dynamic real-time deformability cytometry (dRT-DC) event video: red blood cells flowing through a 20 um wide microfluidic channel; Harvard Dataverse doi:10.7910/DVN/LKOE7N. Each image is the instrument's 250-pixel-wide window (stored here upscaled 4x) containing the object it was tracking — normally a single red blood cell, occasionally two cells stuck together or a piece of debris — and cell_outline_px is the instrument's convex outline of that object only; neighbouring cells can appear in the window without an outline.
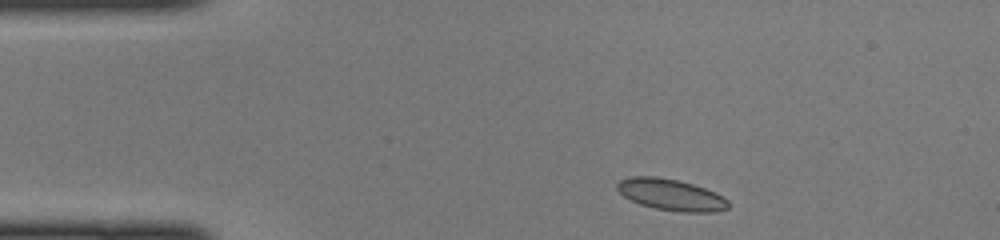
{"species": "common noctule bat (a hibernating species)", "species_latin": "Nyctalus noctula", "temperature_condition": "cold", "stored_images_in_passage": 41, "camera_frame_rate_fps": 3000, "um_per_image_px": 0.085, "animal": {"sex": "female", "body_mass_g": 22.0, "forearm_length_mm": 56.7}, "frame": {"image": 1, "passage_image": 2, "time_ms": 0.333, "image_size_px": [1000, 240], "cell_outline_px": [[728, 208], [716, 212], [680, 212], [656, 208], [640, 204], [624, 196], [616, 188], [616, 184], [620, 180], [632, 176], [656, 176], [680, 180], [716, 192], [724, 196], [728, 200]], "centroid_in_image_um": [57.06, 16.54], "position_along_channel_um": 27.9, "area_um2": 20.4}}
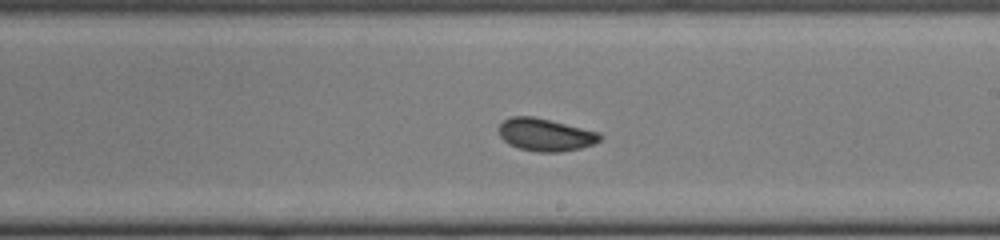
{"frame": {"image": 2, "passage_image": 21, "time_ms": 6.667, "image_size_px": [1000, 240], "cell_outline_px": [[604, 136], [600, 140], [592, 144], [580, 148], [560, 152], [536, 152], [520, 148], [508, 144], [500, 136], [500, 124], [504, 120], [512, 116], [532, 116], [600, 132]], "centroid_in_image_um": [46.38, 11.46], "position_along_channel_um": 242.6, "area_um2": 19.07}}
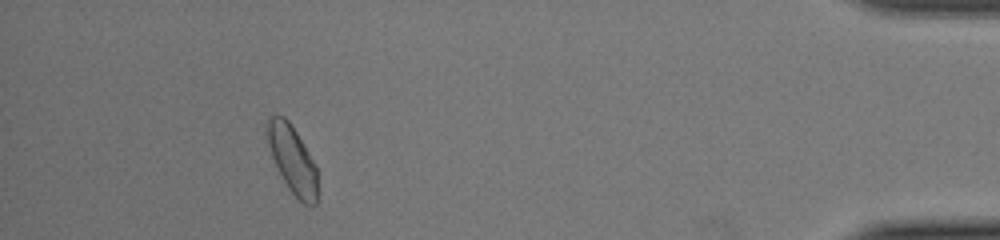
{"frame": {"image": 3, "passage_image": 37, "time_ms": 12.0, "image_size_px": [1000, 240], "cell_outline_px": [[316, 204], [304, 204], [288, 188], [272, 156], [264, 132], [264, 124], [268, 116], [284, 116], [292, 124], [316, 164]], "centroid_in_image_um": [24.81, 13.46], "position_along_channel_um": 410.4, "area_um2": 19.77}}